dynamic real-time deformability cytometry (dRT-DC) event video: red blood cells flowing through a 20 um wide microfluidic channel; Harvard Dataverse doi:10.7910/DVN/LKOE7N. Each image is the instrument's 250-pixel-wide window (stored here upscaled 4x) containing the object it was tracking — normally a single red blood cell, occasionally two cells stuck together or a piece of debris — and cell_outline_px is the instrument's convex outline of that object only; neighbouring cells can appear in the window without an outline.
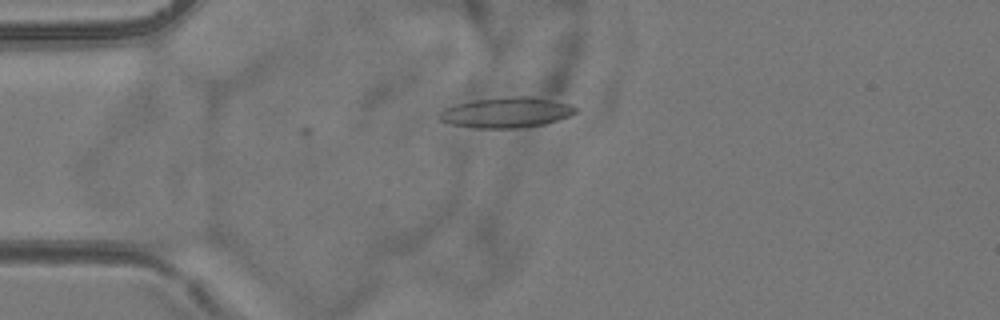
{"species": "common noctule bat (a hibernating species)", "species_latin": "Nyctalus noctula", "temperature_condition": "room temperature", "stored_images_in_passage": 5, "camera_frame_rate_fps": 3000, "um_per_image_px": 0.085, "animal": {"sex": "female", "body_mass_g": 24.6, "forearm_length_mm": 56.2}, "frame": {"image": 1, "passage_image": 5, "time_ms": 6.667, "image_size_px": [1000, 320], "cell_outline_px": [[580, 108], [576, 112], [568, 116], [544, 124], [512, 128], [476, 128], [452, 124], [440, 120], [440, 112], [444, 108], [456, 104], [472, 100], [508, 96], [532, 96], [572, 104]], "centroid_in_image_um": [43.07, 9.54], "position_along_channel_um": 41.9, "area_um2": 24.1}}